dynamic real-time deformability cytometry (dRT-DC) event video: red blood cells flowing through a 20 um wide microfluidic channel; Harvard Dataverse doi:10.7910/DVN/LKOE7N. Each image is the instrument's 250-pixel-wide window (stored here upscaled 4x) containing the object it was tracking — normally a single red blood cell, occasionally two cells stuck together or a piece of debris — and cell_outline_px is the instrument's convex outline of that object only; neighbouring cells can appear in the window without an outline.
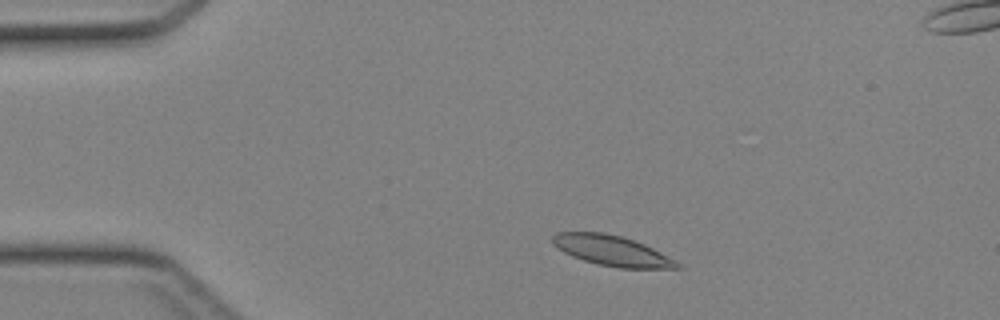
{"species": "Egyptian fruit bat (a non-hibernating species)", "species_latin": "Rousettus aegyptiacus", "temperature_condition": "cold", "stored_images_in_passage": 42, "camera_frame_rate_fps": 3000, "um_per_image_px": 0.085, "animal": {"sex": "female"}, "frame": {"image": 1, "passage_image": 5, "time_ms": 1.333, "image_size_px": [1000, 320], "cell_outline_px": [[680, 268], [620, 268], [600, 264], [584, 260], [572, 256], [556, 248], [552, 244], [552, 236], [556, 232], [604, 232], [620, 236], [644, 244], [676, 260], [680, 264]], "centroid_in_image_um": [51.98, 21.3], "position_along_channel_um": 33.0, "area_um2": 21.79}}
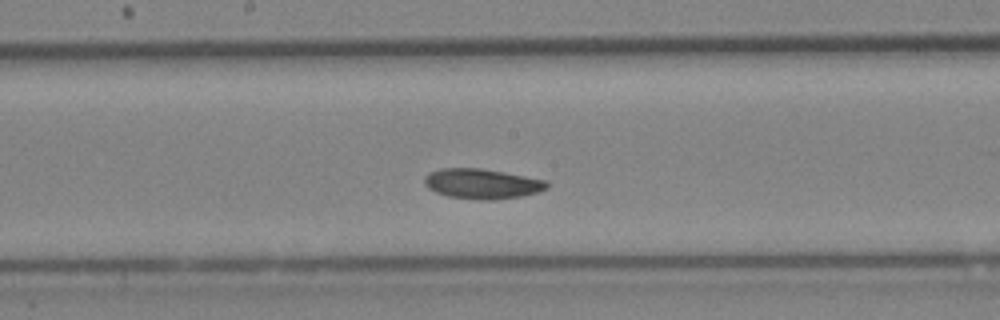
{"frame": {"image": 2, "passage_image": 20, "time_ms": 6.333, "image_size_px": [1000, 320], "cell_outline_px": [[548, 188], [536, 192], [520, 196], [496, 200], [480, 200], [448, 196], [436, 192], [428, 188], [424, 184], [424, 176], [428, 172], [440, 168], [480, 168], [524, 176], [544, 180], [548, 184]], "centroid_in_image_um": [40.91, 15.62], "position_along_channel_um": 207.3, "area_um2": 21.33}}
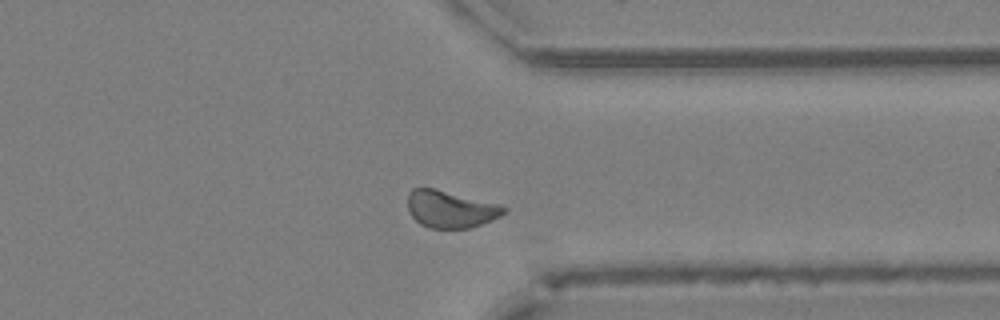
{"frame": {"image": 3, "passage_image": 31, "time_ms": 10.0, "image_size_px": [1000, 320], "cell_outline_px": [[508, 208], [500, 216], [492, 220], [468, 228], [428, 228], [420, 224], [412, 216], [408, 208], [408, 192], [412, 188], [436, 188], [500, 204]], "centroid_in_image_um": [38.28, 17.76], "position_along_channel_um": 373.1, "area_um2": 20.87}}